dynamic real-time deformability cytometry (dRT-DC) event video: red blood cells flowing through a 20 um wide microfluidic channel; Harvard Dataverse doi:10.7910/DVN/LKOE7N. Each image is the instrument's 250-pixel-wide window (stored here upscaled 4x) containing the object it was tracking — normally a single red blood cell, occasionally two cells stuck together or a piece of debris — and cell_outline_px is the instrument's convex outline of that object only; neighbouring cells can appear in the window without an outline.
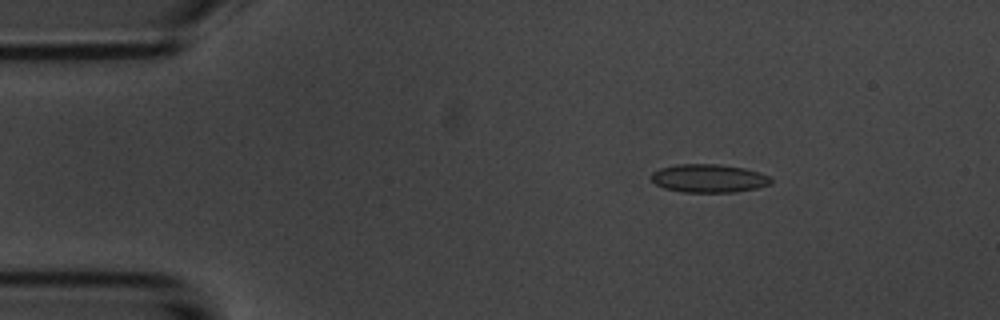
{"species": "common noctule bat (a hibernating species)", "species_latin": "Nyctalus noctula", "temperature_condition": "room temperature", "stored_images_in_passage": 54, "camera_frame_rate_fps": 3000, "um_per_image_px": 0.085, "animal": {"sex": "male", "body_mass_g": 20.1, "forearm_length_mm": 53.5}, "frame": {"image": 1, "passage_image": 8, "time_ms": 2.333, "image_size_px": [1000, 320], "cell_outline_px": [[772, 184], [756, 188], [736, 192], [684, 192], [664, 188], [656, 184], [652, 180], [652, 172], [660, 168], [676, 164], [720, 164], [744, 168], [760, 172], [768, 176], [772, 180]], "centroid_in_image_um": [60.26, 15.15], "position_along_channel_um": 24.7, "area_um2": 19.77}}
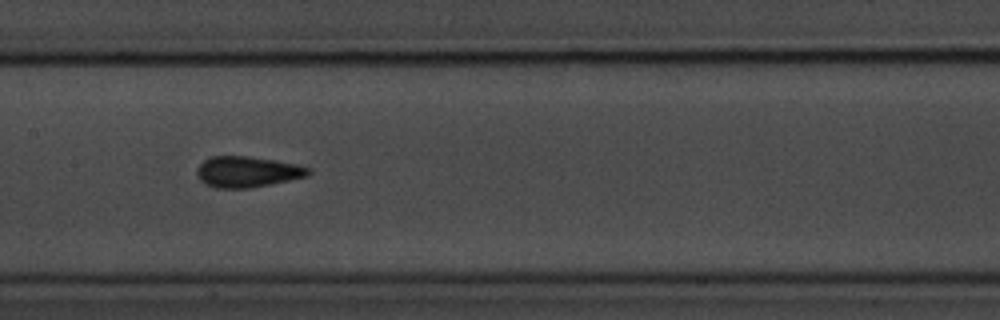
{"frame": {"image": 2, "passage_image": 26, "time_ms": 8.333, "image_size_px": [1000, 320], "cell_outline_px": [[312, 172], [308, 176], [248, 188], [216, 188], [204, 184], [200, 180], [196, 172], [200, 164], [204, 160], [212, 156], [248, 156], [296, 164], [312, 168]], "centroid_in_image_um": [21.01, 14.6], "position_along_channel_um": 186.4, "area_um2": 19.94}}
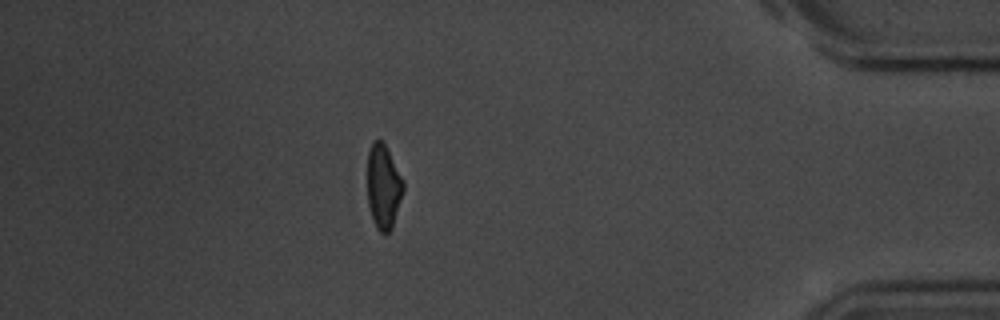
{"frame": {"image": 3, "passage_image": 47, "time_ms": 15.333, "image_size_px": [1000, 320], "cell_outline_px": [[404, 188], [392, 228], [384, 236], [376, 228], [372, 220], [368, 204], [368, 152], [372, 140], [380, 140], [384, 144], [404, 180]], "centroid_in_image_um": [32.58, 15.9], "position_along_channel_um": 402.6, "area_um2": 17.63}, "authors_computed_cell_mechanics": {"area_um2": 19.0451, "velocity_mm_per_s": 3.7232, "shape_relaxation_time_tau1_ms": 3.6987, "shape_relaxation_time_tau2_ms": 0.9459, "deformation_change_tau1": 0.1319, "deformation_change_tau2": 0.0929}}